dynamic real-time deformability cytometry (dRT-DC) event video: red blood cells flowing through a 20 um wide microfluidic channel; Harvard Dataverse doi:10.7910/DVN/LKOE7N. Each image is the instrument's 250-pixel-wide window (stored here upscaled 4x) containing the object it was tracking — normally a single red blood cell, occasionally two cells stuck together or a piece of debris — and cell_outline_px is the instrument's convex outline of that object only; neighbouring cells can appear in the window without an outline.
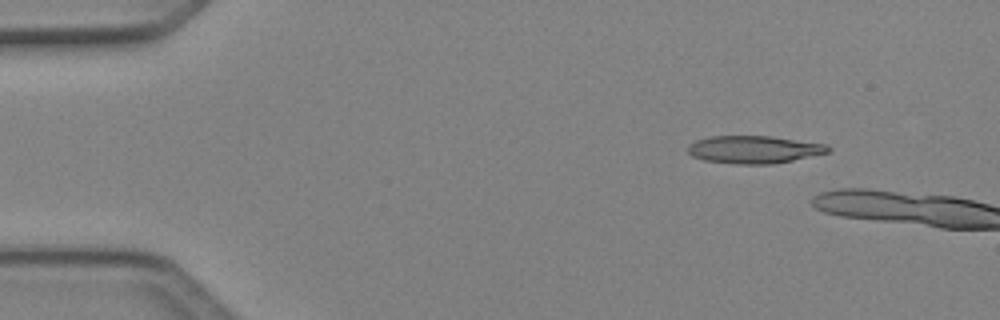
{"species": "Egyptian fruit bat (a non-hibernating species)", "species_latin": "Rousettus aegyptiacus", "temperature_condition": "cold", "stored_images_in_passage": 3, "camera_frame_rate_fps": 3000, "um_per_image_px": 0.085, "animal": {"sex": "female"}, "frame": {"image": 1, "passage_image": 2, "time_ms": 0.333, "image_size_px": [1000, 320], "cell_outline_px": [[832, 148], [828, 152], [776, 164], [736, 164], [704, 160], [692, 156], [688, 152], [688, 144], [696, 140], [712, 136], [772, 136], [828, 144]], "centroid_in_image_um": [64.11, 12.71], "position_along_channel_um": 20.9, "area_um2": 22.72}}